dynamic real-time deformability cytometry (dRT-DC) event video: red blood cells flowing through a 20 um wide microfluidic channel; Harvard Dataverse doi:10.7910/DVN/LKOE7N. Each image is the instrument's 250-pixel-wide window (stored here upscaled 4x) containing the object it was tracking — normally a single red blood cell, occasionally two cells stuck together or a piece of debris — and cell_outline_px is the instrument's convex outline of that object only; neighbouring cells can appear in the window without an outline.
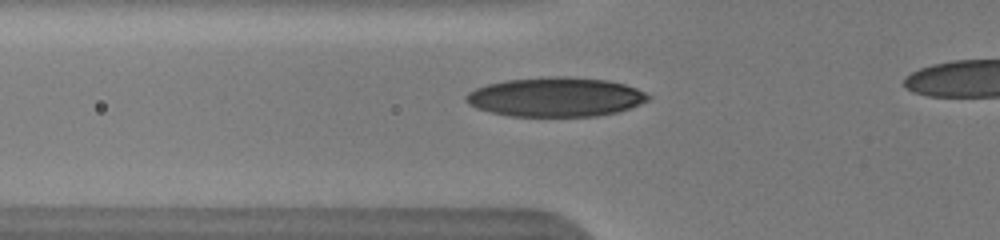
{"species": "human", "species_latin": "Homo sapiens", "temperature_condition": "warm", "stored_images_in_passage": 33, "camera_frame_rate_fps": 3000, "um_per_image_px": 0.085, "donor": {"sex": "male"}, "frame": {"image": 1, "passage_image": 6, "time_ms": 1.667, "image_size_px": [1000, 240], "cell_outline_px": [[652, 96], [648, 100], [640, 104], [616, 112], [596, 116], [512, 116], [492, 112], [476, 108], [468, 104], [464, 100], [464, 96], [468, 92], [476, 88], [488, 84], [504, 80], [548, 76], [568, 76], [608, 80], [624, 84], [636, 88]], "centroid_in_image_um": [47.21, 8.23], "position_along_channel_um": 78.6, "area_um2": 41.85}}
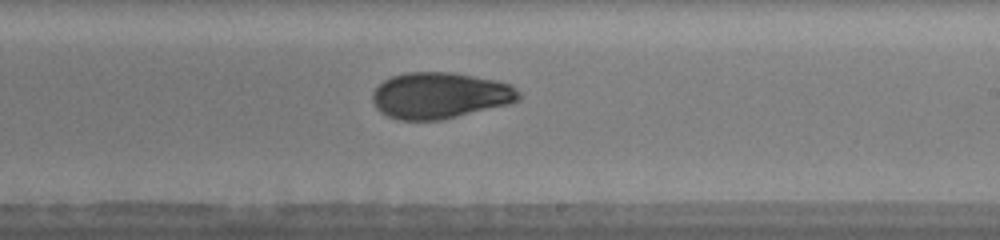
{"frame": {"image": 2, "passage_image": 19, "time_ms": 6.0, "image_size_px": [1000, 240], "cell_outline_px": [[520, 100], [508, 104], [440, 120], [400, 120], [388, 116], [380, 112], [376, 108], [372, 100], [372, 92], [384, 80], [392, 76], [404, 72], [452, 72], [496, 80], [512, 84], [520, 92]], "centroid_in_image_um": [37.39, 8.1], "position_along_channel_um": 251.6, "area_um2": 39.48}}